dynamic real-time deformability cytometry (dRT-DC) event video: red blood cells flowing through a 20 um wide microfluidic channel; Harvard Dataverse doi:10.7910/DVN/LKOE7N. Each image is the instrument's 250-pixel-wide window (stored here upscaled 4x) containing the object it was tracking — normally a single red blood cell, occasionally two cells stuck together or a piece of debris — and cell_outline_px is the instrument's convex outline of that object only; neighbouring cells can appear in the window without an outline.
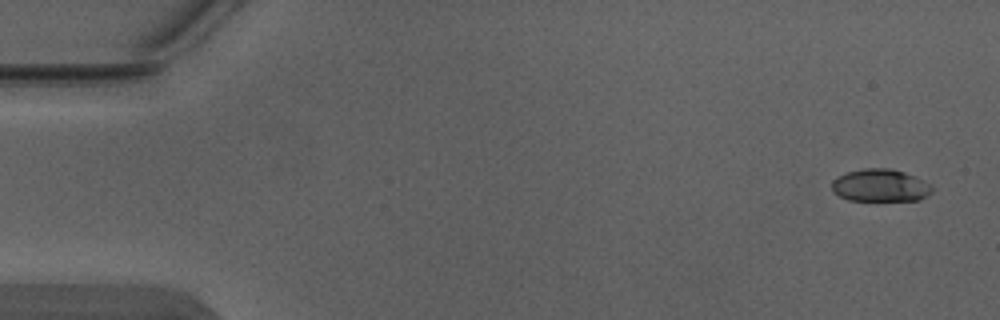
{"species": "Egyptian fruit bat (a non-hibernating species)", "species_latin": "Rousettus aegyptiacus", "temperature_condition": "warm", "stored_images_in_passage": 6, "camera_frame_rate_fps": 3000, "um_per_image_px": 0.085, "animal": {"sex": "male"}, "frame": {"image": 1, "passage_image": 1, "time_ms": 0.0, "image_size_px": [1000, 320], "cell_outline_px": [[932, 192], [920, 200], [848, 200], [832, 192], [832, 180], [836, 176], [848, 172], [864, 168], [892, 168], [904, 172], [924, 180], [932, 184]], "centroid_in_image_um": [74.82, 15.75], "position_along_channel_um": 10.2, "area_um2": 19.13}}
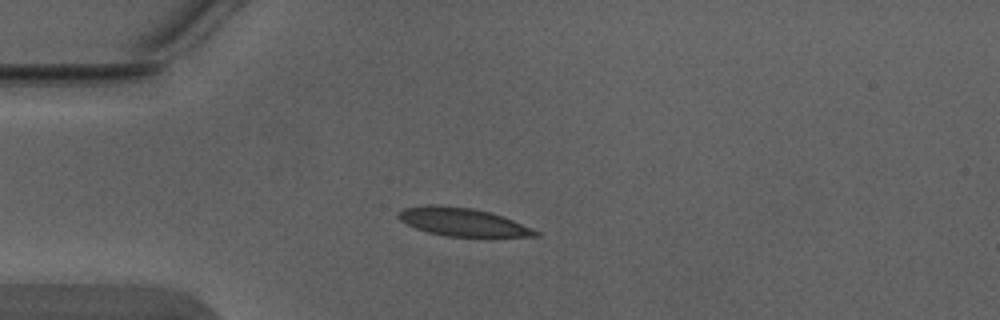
{"frame": {"image": 2, "passage_image": 5, "time_ms": 1.333, "image_size_px": [1000, 320], "cell_outline_px": [[540, 236], [448, 236], [428, 232], [416, 228], [400, 220], [396, 216], [396, 212], [404, 208], [424, 204], [432, 204], [472, 208], [492, 212], [512, 220], [540, 232]], "centroid_in_image_um": [39.26, 18.85], "position_along_channel_um": 45.7, "area_um2": 22.31}}